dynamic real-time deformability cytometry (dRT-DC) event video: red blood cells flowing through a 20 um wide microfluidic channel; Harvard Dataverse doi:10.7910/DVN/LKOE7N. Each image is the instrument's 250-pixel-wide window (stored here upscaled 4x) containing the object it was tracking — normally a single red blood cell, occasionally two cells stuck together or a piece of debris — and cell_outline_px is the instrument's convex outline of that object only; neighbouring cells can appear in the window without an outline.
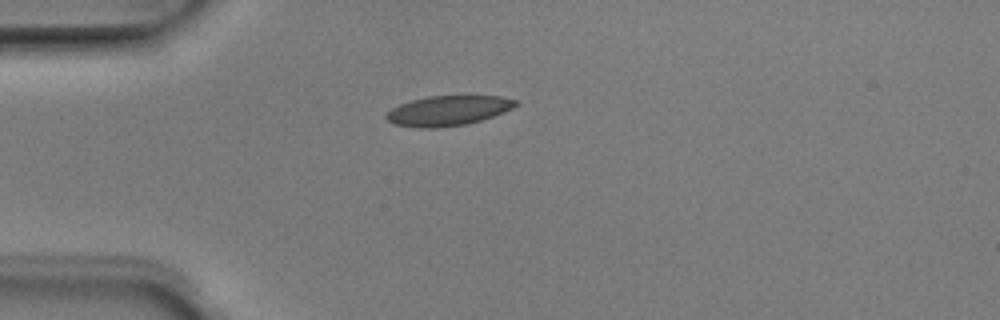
{"species": "Egyptian fruit bat (a non-hibernating species)", "species_latin": "Rousettus aegyptiacus", "temperature_condition": "room temperature", "stored_images_in_passage": 1, "camera_frame_rate_fps": 3000, "um_per_image_px": 0.085, "animal": {"sex": "male"}, "frame": {"image": 1, "passage_image": 1, "time_ms": 0.0, "image_size_px": [1000, 320], "cell_outline_px": [[520, 104], [504, 112], [468, 124], [436, 128], [420, 128], [396, 124], [388, 120], [384, 116], [392, 108], [400, 104], [412, 100], [428, 96], [504, 96], [520, 100]], "centroid_in_image_um": [38.14, 9.4], "position_along_channel_um": 46.9, "area_um2": 22.6}}